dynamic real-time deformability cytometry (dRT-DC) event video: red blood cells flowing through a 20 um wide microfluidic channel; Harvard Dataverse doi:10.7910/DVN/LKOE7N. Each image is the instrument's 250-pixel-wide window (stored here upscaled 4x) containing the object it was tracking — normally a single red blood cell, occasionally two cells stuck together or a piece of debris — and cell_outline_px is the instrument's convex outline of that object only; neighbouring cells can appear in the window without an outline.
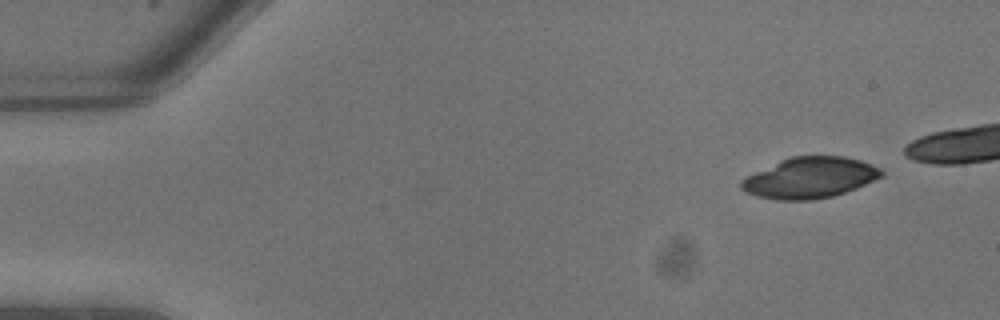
{"species": "common noctule bat (a hibernating species)", "species_latin": "Nyctalus noctula", "temperature_condition": "warm", "stored_images_in_passage": 7, "camera_frame_rate_fps": 3000, "um_per_image_px": 0.085, "animal": {"sex": "male", "body_mass_g": 13.3}, "frame": {"image": 1, "passage_image": 1, "time_ms": 0.0, "image_size_px": [1000, 320], "cell_outline_px": [[884, 176], [856, 188], [832, 196], [812, 200], [776, 200], [756, 196], [744, 192], [740, 188], [740, 180], [756, 172], [792, 156], [844, 156], [860, 160], [872, 164], [880, 168], [884, 172]], "centroid_in_image_um": [68.86, 15.12], "position_along_channel_um": 16.1, "area_um2": 33.23}}